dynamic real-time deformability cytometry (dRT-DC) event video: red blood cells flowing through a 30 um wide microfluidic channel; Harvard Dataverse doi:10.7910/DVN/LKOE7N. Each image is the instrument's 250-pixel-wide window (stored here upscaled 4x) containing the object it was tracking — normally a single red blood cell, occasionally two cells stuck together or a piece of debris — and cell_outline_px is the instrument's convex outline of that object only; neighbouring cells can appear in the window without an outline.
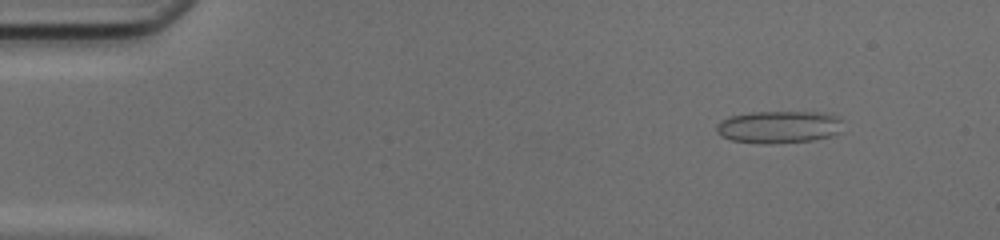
{"species": "common noctule bat (a hibernating species)", "species_latin": "Nyctalus noctula", "temperature_condition": "cold", "stored_images_in_passage": 50, "camera_frame_rate_fps": 3000, "um_per_image_px": 0.085, "animal": {"sex": "female", "body_mass_g": 17.0, "forearm_length_mm": 48.0}, "frame": {"image": 1, "passage_image": 6, "time_ms": 1.667, "image_size_px": [1000, 240], "cell_outline_px": [[840, 132], [832, 136], [812, 140], [768, 144], [760, 144], [732, 140], [720, 136], [716, 132], [716, 124], [720, 120], [728, 116], [752, 112], [828, 112], [836, 116], [840, 120]], "centroid_in_image_um": [66.16, 10.79], "position_along_channel_um": 18.8, "area_um2": 24.1}}
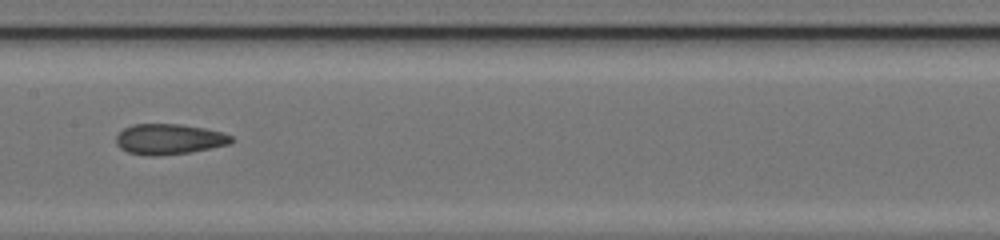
{"frame": {"image": 2, "passage_image": 26, "time_ms": 8.333, "image_size_px": [1000, 240], "cell_outline_px": [[236, 140], [228, 144], [192, 152], [156, 156], [148, 156], [128, 152], [120, 148], [116, 144], [116, 136], [124, 128], [132, 124], [180, 124], [204, 128], [220, 132], [232, 136]], "centroid_in_image_um": [14.36, 11.83], "position_along_channel_um": 193.0, "area_um2": 20.52}}
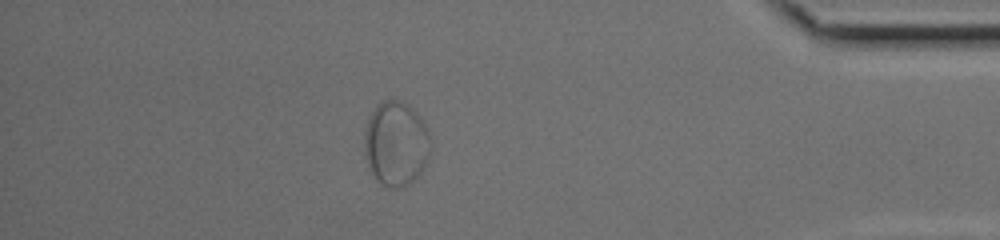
{"frame": {"image": 3, "passage_image": 44, "time_ms": 14.333, "image_size_px": [1000, 240], "cell_outline_px": [[432, 148], [424, 168], [408, 184], [400, 188], [388, 188], [380, 184], [376, 180], [368, 168], [364, 152], [364, 132], [368, 120], [376, 104], [380, 100], [400, 100], [408, 104], [420, 116], [432, 140]], "centroid_in_image_um": [33.65, 12.21], "position_along_channel_um": 401.5, "area_um2": 33.18}}